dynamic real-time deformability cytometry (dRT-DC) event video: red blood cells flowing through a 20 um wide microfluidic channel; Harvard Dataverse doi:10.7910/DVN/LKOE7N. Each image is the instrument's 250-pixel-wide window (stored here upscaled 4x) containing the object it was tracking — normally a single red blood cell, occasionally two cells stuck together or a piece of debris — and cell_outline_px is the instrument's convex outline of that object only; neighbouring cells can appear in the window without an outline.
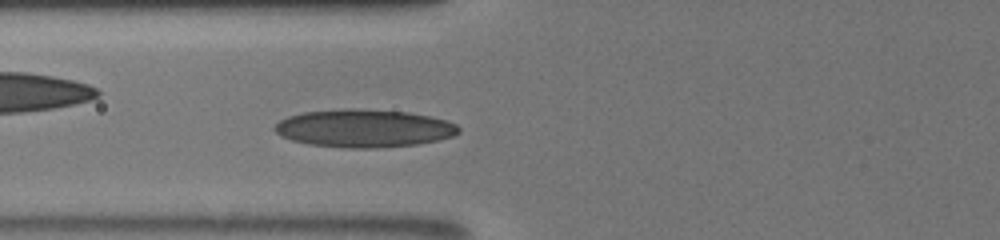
{"species": "human", "species_latin": "Homo sapiens", "temperature_condition": "room temperature", "stored_images_in_passage": 32, "camera_frame_rate_fps": 3000, "um_per_image_px": 0.085, "donor": {"sex": "male"}, "frame": {"image": 1, "passage_image": 7, "time_ms": 1.333, "image_size_px": [1000, 240], "cell_outline_px": [[460, 132], [452, 136], [436, 140], [416, 144], [376, 148], [348, 148], [308, 144], [292, 140], [280, 136], [272, 128], [280, 120], [288, 116], [304, 112], [344, 108], [356, 108], [408, 112], [428, 116], [444, 120], [456, 124], [460, 128]], "centroid_in_image_um": [30.9, 10.9], "position_along_channel_um": 94.9, "area_um2": 40.58}}
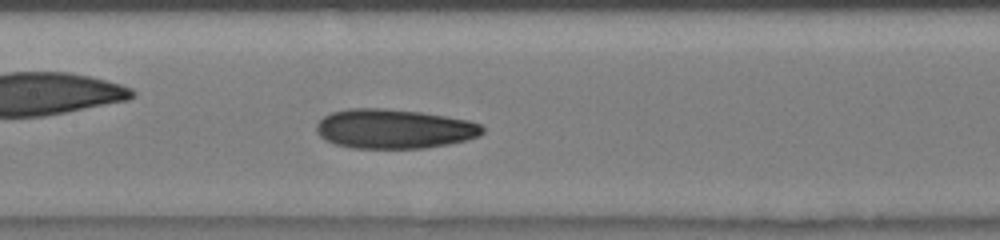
{"frame": {"image": 2, "passage_image": 16, "time_ms": 3.333, "image_size_px": [1000, 240], "cell_outline_px": [[484, 132], [480, 136], [468, 140], [448, 144], [424, 148], [352, 148], [336, 144], [324, 140], [316, 132], [316, 124], [324, 116], [332, 112], [348, 108], [384, 108], [420, 112], [468, 120], [480, 124], [484, 128]], "centroid_in_image_um": [33.49, 10.95], "position_along_channel_um": 173.9, "area_um2": 38.32}}
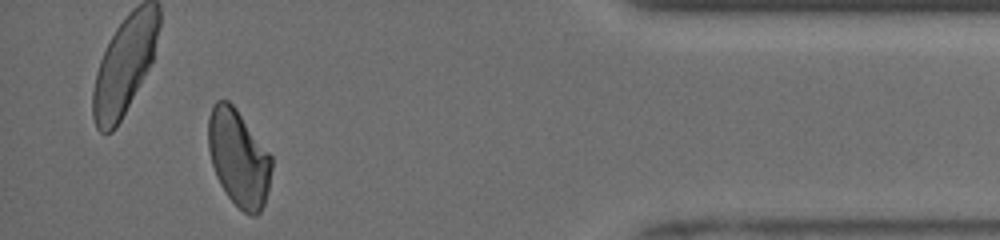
{"frame": {"image": 3, "passage_image": 30, "time_ms": 10.333, "image_size_px": [1000, 240], "cell_outline_px": [[272, 168], [268, 188], [264, 204], [260, 212], [256, 216], [252, 216], [244, 212], [228, 196], [220, 184], [216, 176], [212, 164], [208, 148], [208, 116], [212, 104], [216, 100], [228, 100], [236, 108], [272, 156]], "centroid_in_image_um": [20.27, 13.4], "position_along_channel_um": 414.9, "area_um2": 35.66}, "authors_computed_cell_mechanics": {"area_um2": 38.148, "velocity_mm_per_s": 3.941, "shape_relaxation_time_tau1_ms": 8.0327, "shape_relaxation_time_tau2_ms": 3.4469, "deformation_change_tau1": 0.1773, "deformation_change_tau2": 0.1037}}